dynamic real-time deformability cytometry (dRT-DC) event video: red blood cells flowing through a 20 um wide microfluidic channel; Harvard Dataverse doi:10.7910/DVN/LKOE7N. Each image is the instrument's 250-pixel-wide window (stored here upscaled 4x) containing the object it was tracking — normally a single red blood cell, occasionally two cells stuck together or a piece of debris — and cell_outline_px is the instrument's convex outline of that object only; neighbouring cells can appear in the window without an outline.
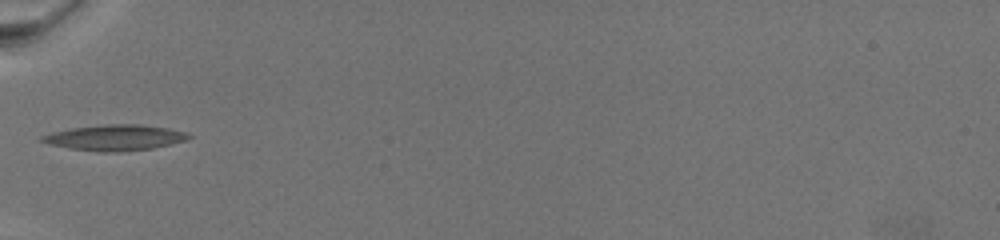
{"species": "common noctule bat (a hibernating species)", "species_latin": "Nyctalus noctula", "temperature_condition": "warm", "stored_images_in_passage": 14, "camera_frame_rate_fps": 3000, "um_per_image_px": 0.085, "animal": {"sex": "female", "body_mass_g": 19.5, "forearm_length_mm": 54.1}, "frame": {"image": 1, "passage_image": 1, "time_ms": 0.0, "image_size_px": [1000, 240], "cell_outline_px": [[192, 136], [188, 140], [152, 148], [120, 152], [100, 152], [68, 148], [48, 144], [40, 140], [40, 136], [52, 132], [72, 128], [108, 124], [140, 124], [168, 128], [188, 132]], "centroid_in_image_um": [9.79, 11.7], "position_along_channel_um": 75.2, "area_um2": 22.08}}
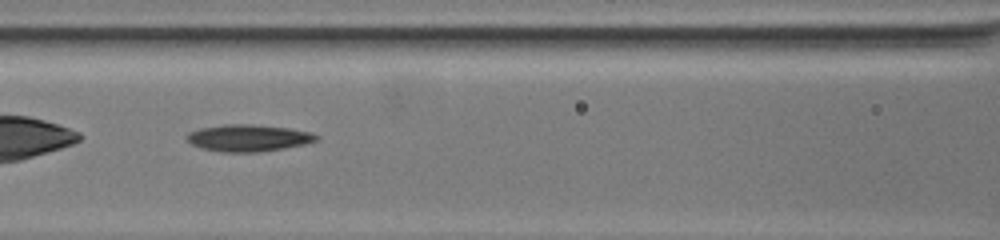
{"frame": {"image": 2, "passage_image": 5, "time_ms": 2.333, "image_size_px": [1000, 240], "cell_outline_px": [[320, 140], [304, 144], [284, 148], [260, 152], [220, 152], [200, 148], [184, 140], [184, 136], [188, 132], [200, 128], [224, 124], [252, 124], [288, 128], [312, 132], [320, 136]], "centroid_in_image_um": [21.08, 11.73], "position_along_channel_um": 145.5, "area_um2": 20.63}}
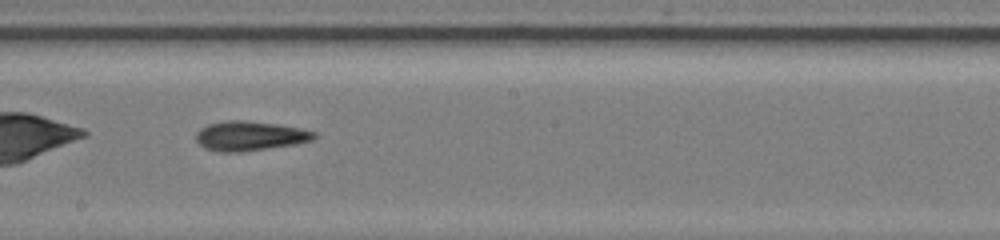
{"frame": {"image": 3, "passage_image": 10, "time_ms": 5.0, "image_size_px": [1000, 240], "cell_outline_px": [[316, 136], [312, 140], [296, 144], [240, 152], [216, 152], [204, 148], [196, 140], [196, 132], [200, 128], [208, 124], [224, 120], [244, 120], [276, 124], [300, 128], [316, 132]], "centroid_in_image_um": [21.2, 11.55], "position_along_channel_um": 227.0, "area_um2": 20.4}}